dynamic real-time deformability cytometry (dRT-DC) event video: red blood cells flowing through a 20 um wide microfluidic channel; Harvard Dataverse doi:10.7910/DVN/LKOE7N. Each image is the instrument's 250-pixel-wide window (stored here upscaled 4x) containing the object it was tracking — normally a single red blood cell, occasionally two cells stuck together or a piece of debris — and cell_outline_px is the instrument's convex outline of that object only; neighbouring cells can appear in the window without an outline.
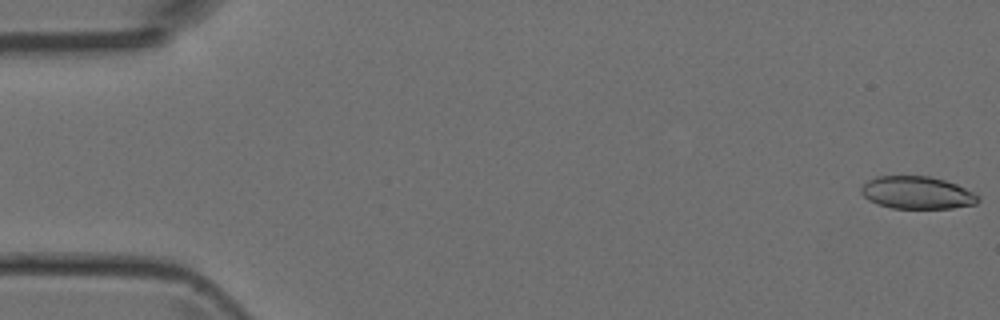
{"species": "Egyptian fruit bat (a non-hibernating species)", "species_latin": "Rousettus aegyptiacus", "temperature_condition": "room temperature", "stored_images_in_passage": 27, "camera_frame_rate_fps": 3000, "um_per_image_px": 0.085, "animal": {"sex": "female"}, "frame": {"image": 1, "passage_image": 1, "time_ms": 0.0, "image_size_px": [1000, 320], "cell_outline_px": [[980, 200], [976, 204], [952, 208], [892, 208], [876, 204], [868, 200], [860, 192], [860, 188], [868, 180], [876, 176], [928, 176], [944, 180], [956, 184], [980, 196]], "centroid_in_image_um": [77.93, 16.38], "position_along_channel_um": 7.1, "area_um2": 22.2}}
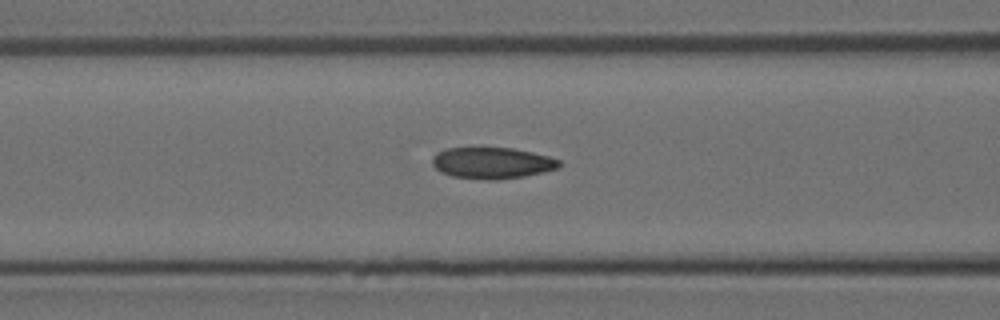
{"frame": {"image": 2, "passage_image": 20, "time_ms": 6.333, "image_size_px": [1000, 320], "cell_outline_px": [[560, 168], [544, 172], [524, 176], [496, 180], [484, 180], [452, 176], [440, 172], [432, 164], [432, 156], [436, 152], [448, 148], [480, 144], [512, 148], [532, 152], [548, 156], [560, 160]], "centroid_in_image_um": [41.78, 13.8], "position_along_channel_um": 124.8, "area_um2": 24.22}}
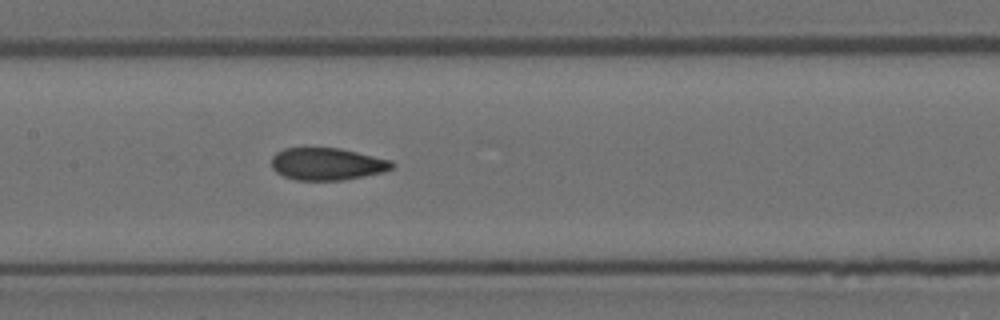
{"frame": {"image": 3, "passage_image": 24, "time_ms": 7.667, "image_size_px": [1000, 320], "cell_outline_px": [[396, 164], [392, 168], [384, 172], [344, 180], [296, 180], [284, 176], [276, 172], [272, 168], [272, 156], [276, 152], [284, 148], [340, 148], [392, 160]], "centroid_in_image_um": [27.82, 13.94], "position_along_channel_um": 179.6, "area_um2": 22.77}}